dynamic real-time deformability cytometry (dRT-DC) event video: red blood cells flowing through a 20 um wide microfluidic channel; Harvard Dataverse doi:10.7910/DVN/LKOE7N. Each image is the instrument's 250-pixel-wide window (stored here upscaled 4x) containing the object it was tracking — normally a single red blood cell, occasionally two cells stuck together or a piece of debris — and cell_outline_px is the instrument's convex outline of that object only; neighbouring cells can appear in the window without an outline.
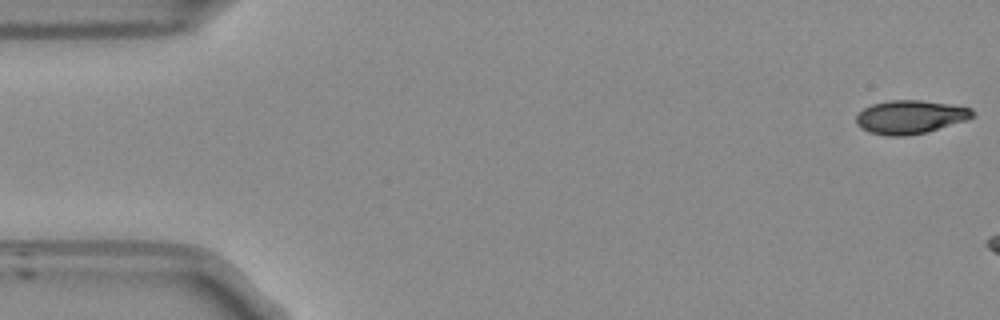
{"species": "Egyptian fruit bat (a non-hibernating species)", "species_latin": "Rousettus aegyptiacus", "temperature_condition": "room temperature", "stored_images_in_passage": 7, "camera_frame_rate_fps": 3000, "um_per_image_px": 0.085, "frame": {"image": 1, "passage_image": 1, "time_ms": 0.0, "image_size_px": [1000, 320], "cell_outline_px": [[972, 116], [968, 120], [928, 132], [904, 136], [888, 136], [868, 132], [856, 124], [856, 116], [864, 108], [872, 104], [892, 100], [920, 100], [948, 104], [972, 108]], "centroid_in_image_um": [77.36, 9.95], "position_along_channel_um": 7.6, "area_um2": 22.66}}